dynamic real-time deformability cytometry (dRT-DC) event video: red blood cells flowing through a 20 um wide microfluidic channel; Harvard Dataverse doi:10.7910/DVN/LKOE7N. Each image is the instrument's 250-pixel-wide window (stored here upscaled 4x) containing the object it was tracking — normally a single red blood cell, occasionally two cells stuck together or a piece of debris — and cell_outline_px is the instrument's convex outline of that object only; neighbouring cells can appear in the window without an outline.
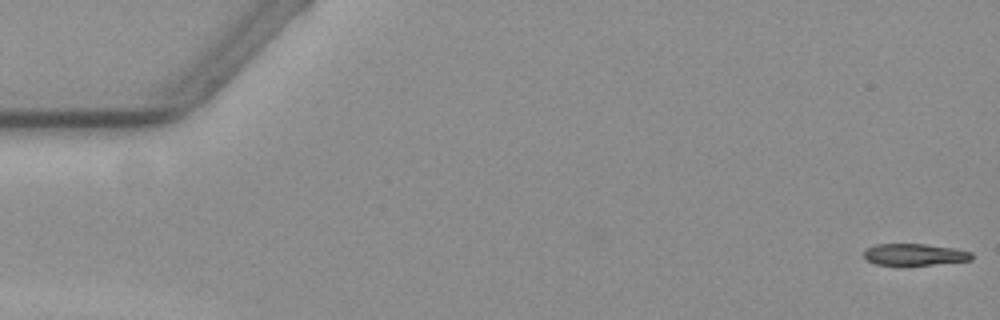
{"species": "common noctule bat (a hibernating species)", "species_latin": "Nyctalus noctula", "temperature_condition": "warm", "stored_images_in_passage": 58, "camera_frame_rate_fps": 3000, "um_per_image_px": 0.085, "animal": {"sex": "female", "body_mass_g": 19.3, "forearm_length_mm": 54.1}, "frame": {"image": 1, "passage_image": 1, "time_ms": 0.0, "image_size_px": [1000, 320], "cell_outline_px": [[972, 260], [932, 264], [876, 264], [868, 260], [864, 256], [864, 252], [868, 248], [876, 244], [924, 244], [952, 248], [972, 252]], "centroid_in_image_um": [77.75, 21.62], "position_along_channel_um": 7.3, "area_um2": 13.18}}
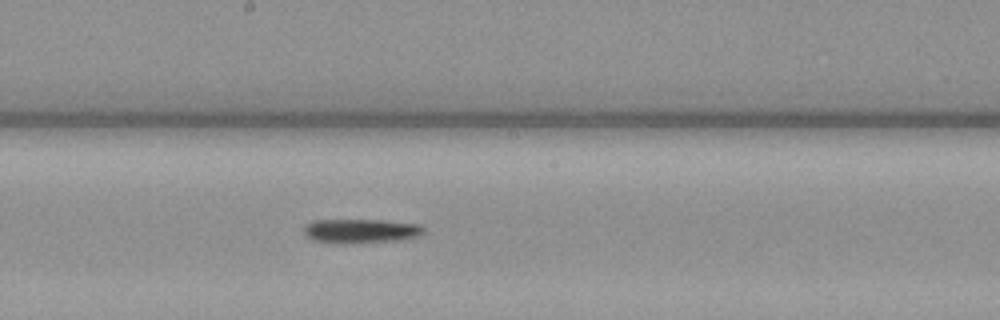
{"frame": {"image": 2, "passage_image": 31, "time_ms": 10.0, "image_size_px": [1000, 320], "cell_outline_px": [[424, 232], [420, 236], [396, 240], [352, 244], [340, 244], [312, 240], [304, 236], [304, 228], [312, 220], [384, 220], [420, 224], [424, 228]], "centroid_in_image_um": [30.65, 19.64], "position_along_channel_um": 217.5, "area_um2": 17.17}}
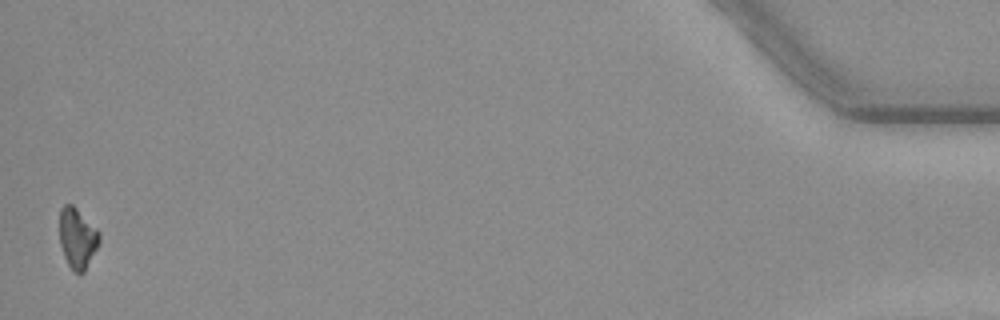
{"frame": {"image": 3, "passage_image": 57, "time_ms": 18.667, "image_size_px": [1000, 320], "cell_outline_px": [[100, 244], [84, 272], [72, 272], [64, 256], [60, 244], [60, 208], [64, 204], [72, 204], [100, 232]], "centroid_in_image_um": [6.59, 20.25], "position_along_channel_um": 428.6, "area_um2": 14.05}, "authors_computed_cell_mechanics": {"area_um2": 15.5482, "velocity_mm_per_s": 3.5928, "shape_relaxation_time_tau1_ms": 6.3391, "shape_relaxation_time_tau2_ms": null, "deformation_change_tau1": 0.1681, "deformation_change_tau2": null}}